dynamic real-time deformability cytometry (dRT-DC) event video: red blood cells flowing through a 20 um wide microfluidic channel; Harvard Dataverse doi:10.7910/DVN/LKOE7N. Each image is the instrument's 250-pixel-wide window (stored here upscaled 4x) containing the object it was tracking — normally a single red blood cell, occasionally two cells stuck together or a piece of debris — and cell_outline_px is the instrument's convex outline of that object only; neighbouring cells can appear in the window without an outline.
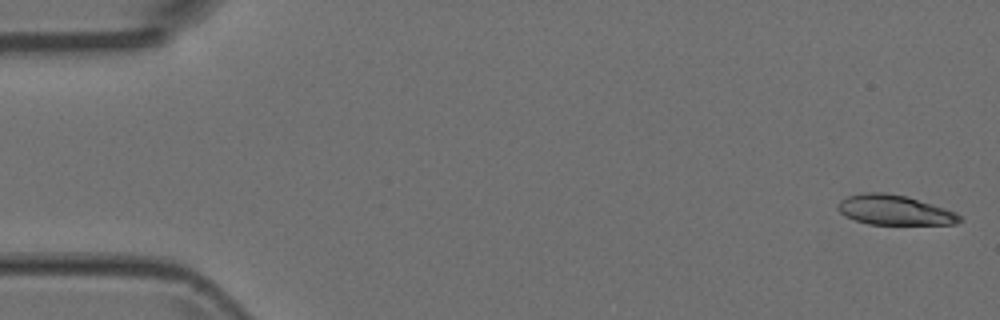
{"species": "Egyptian fruit bat (a non-hibernating species)", "species_latin": "Rousettus aegyptiacus", "temperature_condition": "room temperature", "stored_images_in_passage": 4, "camera_frame_rate_fps": 3000, "um_per_image_px": 0.085, "animal": {"sex": "female"}, "frame": {"image": 1, "passage_image": 1, "time_ms": 0.0, "image_size_px": [1000, 320], "cell_outline_px": [[964, 220], [956, 224], [868, 224], [856, 220], [840, 212], [836, 208], [836, 204], [840, 200], [848, 196], [864, 192], [884, 192], [908, 196], [956, 212]], "centroid_in_image_um": [76.03, 17.84], "position_along_channel_um": 9.0, "area_um2": 21.21}}
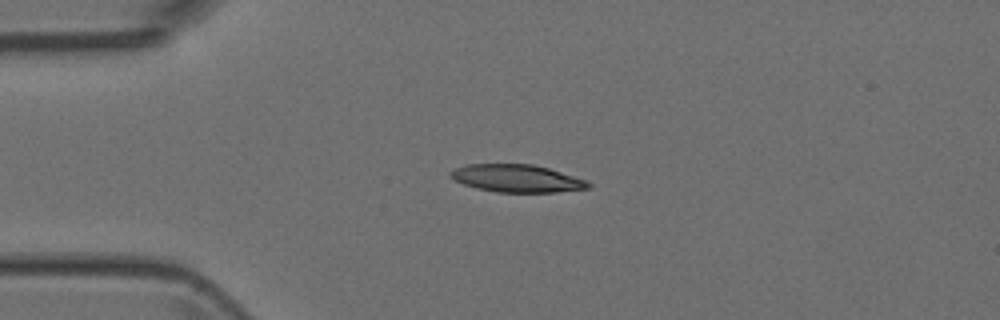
{"frame": {"image": 2, "passage_image": 4, "time_ms": 1.0, "image_size_px": [1000, 320], "cell_outline_px": [[592, 184], [588, 188], [556, 192], [496, 192], [476, 188], [452, 180], [448, 176], [448, 172], [456, 168], [468, 164], [532, 164], [548, 168], [588, 180]], "centroid_in_image_um": [43.91, 15.16], "position_along_channel_um": 41.1, "area_um2": 22.25}}